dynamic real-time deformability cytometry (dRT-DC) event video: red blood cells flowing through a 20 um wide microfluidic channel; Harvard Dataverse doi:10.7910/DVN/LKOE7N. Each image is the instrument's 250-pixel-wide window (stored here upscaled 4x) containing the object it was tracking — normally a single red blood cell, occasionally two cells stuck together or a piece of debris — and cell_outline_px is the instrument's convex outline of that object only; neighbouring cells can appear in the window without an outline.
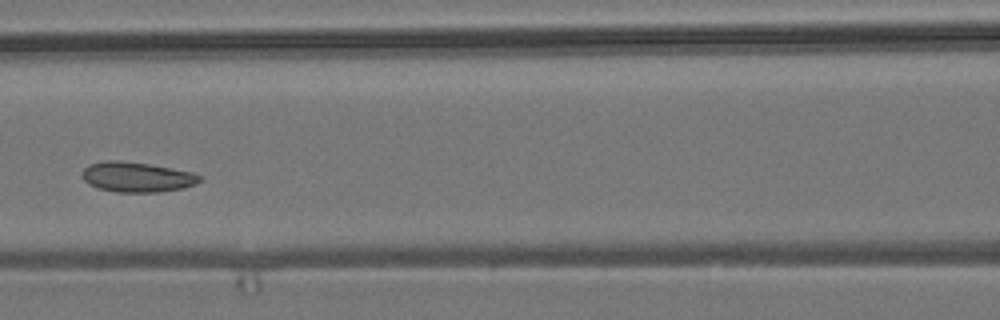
{"species": "common noctule bat (a hibernating species)", "species_latin": "Nyctalus noctula", "temperature_condition": "room temperature", "stored_images_in_passage": 7, "camera_frame_rate_fps": 3000, "um_per_image_px": 0.085, "animal": {"sex": "male", "body_mass_g": 19.2, "forearm_length_mm": 51.8}, "frame": {"image": 1, "passage_image": 5, "time_ms": 1.333, "image_size_px": [1000, 320], "cell_outline_px": [[200, 180], [196, 184], [184, 188], [160, 192], [116, 192], [96, 188], [88, 184], [84, 180], [84, 168], [88, 164], [104, 160], [120, 160], [148, 164], [192, 172], [200, 176]], "centroid_in_image_um": [11.61, 15.05], "position_along_channel_um": 155.0, "area_um2": 20.58}}
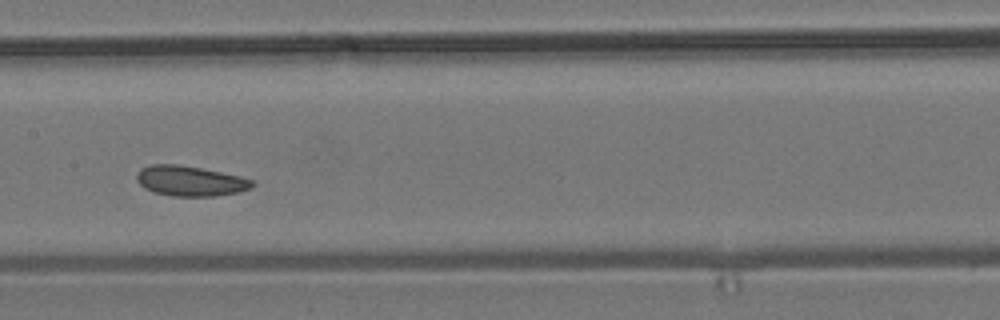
{"frame": {"image": 2, "passage_image": 6, "time_ms": 1.667, "image_size_px": [1000, 320], "cell_outline_px": [[256, 184], [252, 188], [240, 192], [216, 196], [172, 196], [152, 192], [144, 188], [136, 180], [136, 176], [140, 168], [152, 164], [180, 164], [240, 176], [252, 180]], "centroid_in_image_um": [16.16, 15.38], "position_along_channel_um": 191.2, "area_um2": 20.52}}
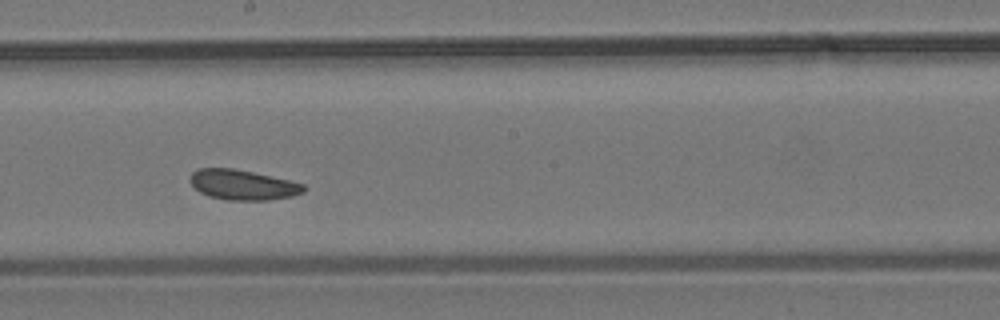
{"frame": {"image": 3, "passage_image": 7, "time_ms": 2.0, "image_size_px": [1000, 320], "cell_outline_px": [[308, 188], [304, 192], [292, 196], [268, 200], [228, 200], [208, 196], [200, 192], [188, 180], [192, 172], [196, 168], [232, 168], [252, 172], [288, 180], [304, 184]], "centroid_in_image_um": [20.62, 15.71], "position_along_channel_um": 227.6, "area_um2": 19.94}}